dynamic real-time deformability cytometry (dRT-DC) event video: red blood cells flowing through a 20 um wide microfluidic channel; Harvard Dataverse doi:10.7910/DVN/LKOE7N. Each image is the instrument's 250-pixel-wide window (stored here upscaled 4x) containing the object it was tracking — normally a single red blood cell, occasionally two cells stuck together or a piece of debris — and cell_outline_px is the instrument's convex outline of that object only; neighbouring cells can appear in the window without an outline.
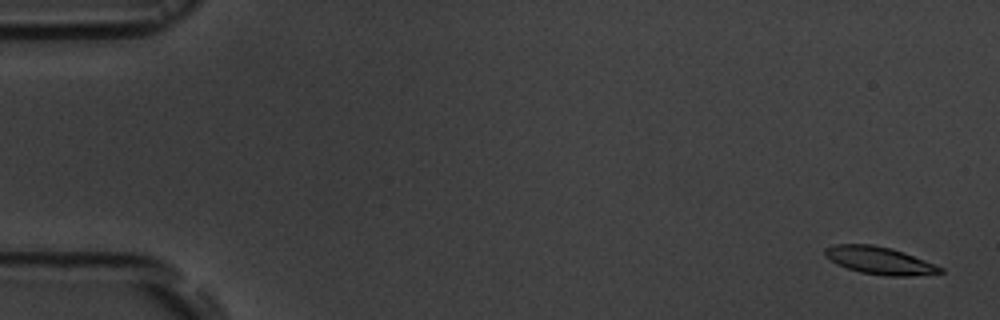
{"species": "common noctule bat (a hibernating species)", "species_latin": "Nyctalus noctula", "temperature_condition": "room temperature", "stored_images_in_passage": 56, "camera_frame_rate_fps": 3000, "um_per_image_px": 0.085, "animal": {"sex": "male", "body_mass_g": 19.5, "forearm_length_mm": 54.6}, "frame": {"image": 1, "passage_image": 2, "time_ms": 0.333, "image_size_px": [1000, 320], "cell_outline_px": [[944, 272], [908, 276], [888, 276], [860, 272], [836, 264], [824, 256], [824, 248], [836, 244], [872, 244], [892, 248], [904, 252], [944, 268]], "centroid_in_image_um": [74.73, 22.13], "position_along_channel_um": 10.3, "area_um2": 18.44}}
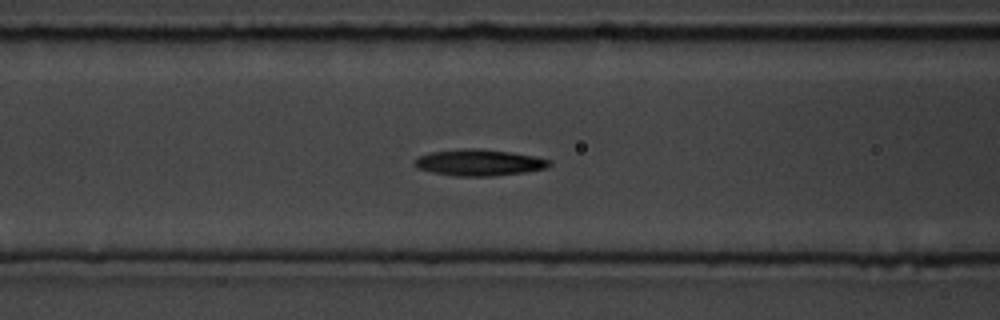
{"frame": {"image": 2, "passage_image": 23, "time_ms": 7.333, "image_size_px": [1000, 320], "cell_outline_px": [[552, 164], [548, 168], [524, 172], [492, 176], [456, 176], [432, 172], [416, 168], [412, 164], [412, 160], [420, 156], [432, 152], [464, 148], [476, 148], [512, 152], [536, 156], [552, 160]], "centroid_in_image_um": [40.74, 13.81], "position_along_channel_um": 125.9, "area_um2": 20.92}}
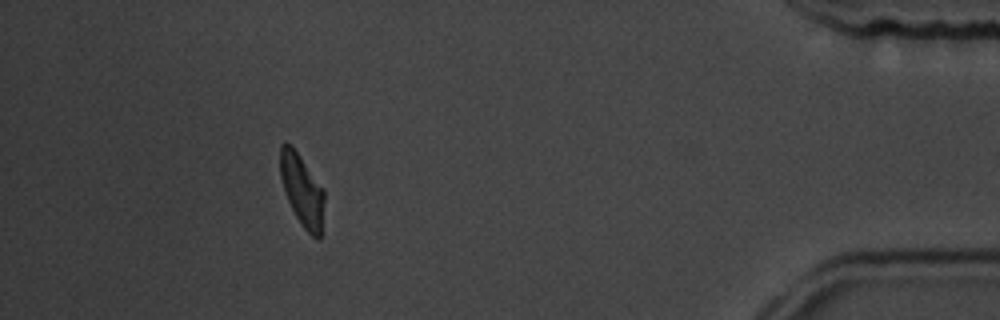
{"frame": {"image": 3, "passage_image": 51, "time_ms": 16.667, "image_size_px": [1000, 320], "cell_outline_px": [[324, 200], [320, 240], [316, 240], [300, 224], [288, 200], [280, 176], [280, 144], [292, 144], [324, 188]], "centroid_in_image_um": [25.69, 16.16], "position_along_channel_um": 409.5, "area_um2": 18.5}, "authors_computed_cell_mechanics": {"area_um2": 19.4208, "velocity_mm_per_s": 3.638, "shape_relaxation_time_tau1_ms": 4.0683, "shape_relaxation_time_tau2_ms": 6.7134, "deformation_change_tau1": 0.1478, "deformation_change_tau2": 0.1499}}